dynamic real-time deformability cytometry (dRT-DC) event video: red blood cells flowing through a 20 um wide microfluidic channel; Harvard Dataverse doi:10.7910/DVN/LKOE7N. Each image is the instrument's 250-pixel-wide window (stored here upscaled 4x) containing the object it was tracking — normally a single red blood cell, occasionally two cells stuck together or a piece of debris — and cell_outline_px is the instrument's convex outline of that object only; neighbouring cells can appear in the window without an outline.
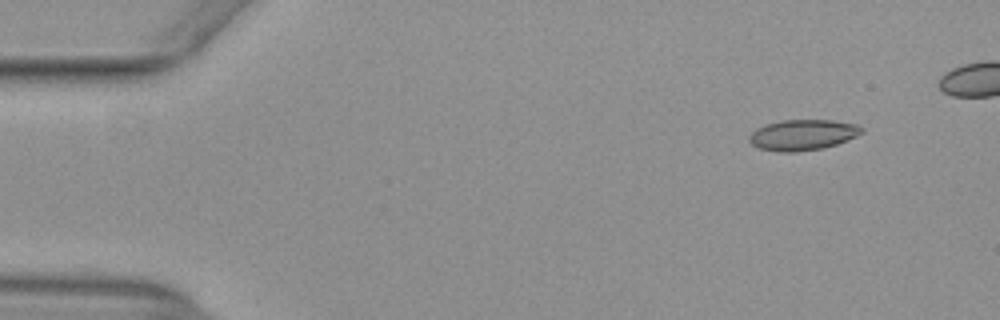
{"species": "common noctule bat (a hibernating species)", "species_latin": "Nyctalus noctula", "temperature_condition": "warm", "stored_images_in_passage": 17, "camera_frame_rate_fps": 3000, "um_per_image_px": 0.085, "animal": {"sex": "female", "body_mass_g": 29.2, "forearm_length_mm": 56.3}, "frame": {"image": 1, "passage_image": 6, "time_ms": 1.667, "image_size_px": [1000, 320], "cell_outline_px": [[864, 132], [856, 136], [836, 144], [820, 148], [792, 152], [776, 152], [756, 148], [748, 140], [748, 136], [756, 128], [764, 124], [780, 120], [832, 120], [860, 124], [864, 128]], "centroid_in_image_um": [68.2, 11.45], "position_along_channel_um": 16.8, "area_um2": 20.35}}